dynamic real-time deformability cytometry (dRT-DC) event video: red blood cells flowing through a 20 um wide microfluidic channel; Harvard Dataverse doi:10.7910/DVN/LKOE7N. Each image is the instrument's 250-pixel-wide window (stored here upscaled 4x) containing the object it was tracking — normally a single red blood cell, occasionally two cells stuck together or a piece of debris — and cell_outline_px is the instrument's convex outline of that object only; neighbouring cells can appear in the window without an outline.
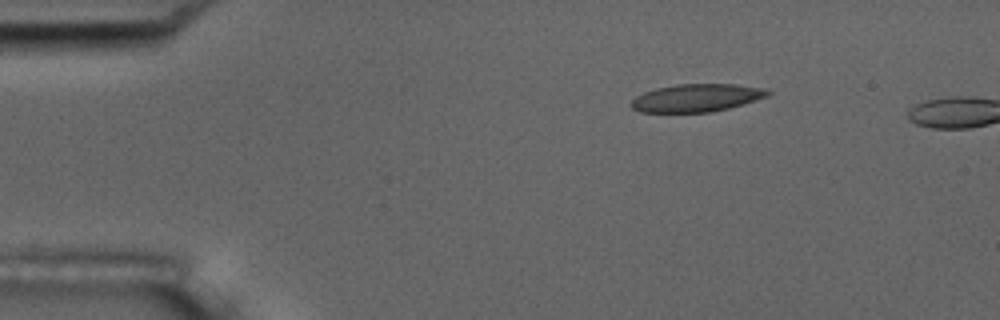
{"species": "common noctule bat (a hibernating species)", "species_latin": "Nyctalus noctula", "temperature_condition": "room temperature", "stored_images_in_passage": 2, "camera_frame_rate_fps": 3000, "um_per_image_px": 0.085, "animal": {"sex": "male", "body_mass_g": 17.5, "forearm_length_mm": 52.3}, "frame": {"image": 1, "passage_image": 1, "time_ms": 0.0, "image_size_px": [1000, 320], "cell_outline_px": [[772, 92], [768, 96], [728, 108], [712, 112], [640, 112], [632, 108], [628, 104], [636, 96], [644, 92], [656, 88], [676, 84], [736, 84], [760, 88]], "centroid_in_image_um": [59.15, 8.32], "position_along_channel_um": 25.8, "area_um2": 22.02}}